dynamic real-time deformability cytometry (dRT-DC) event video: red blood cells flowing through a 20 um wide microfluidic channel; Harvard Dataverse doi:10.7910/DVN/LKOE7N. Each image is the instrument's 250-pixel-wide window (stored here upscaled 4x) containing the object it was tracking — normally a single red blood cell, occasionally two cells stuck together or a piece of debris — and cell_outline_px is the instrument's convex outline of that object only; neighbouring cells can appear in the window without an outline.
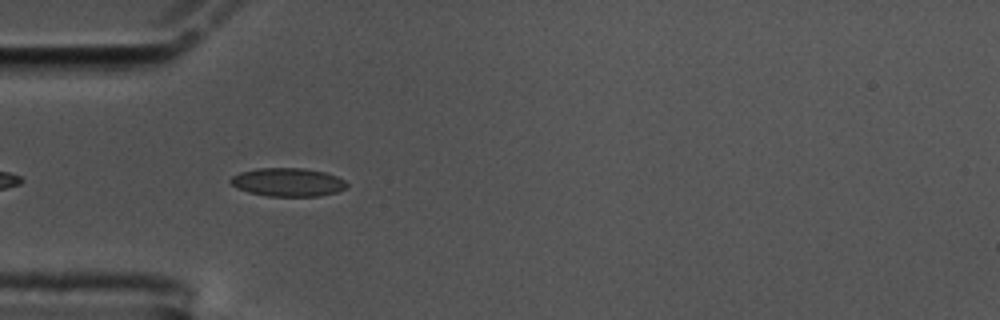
{"species": "common noctule bat (a hibernating species)", "species_latin": "Nyctalus noctula", "temperature_condition": "cold", "stored_images_in_passage": 42, "camera_frame_rate_fps": 3000, "um_per_image_px": 0.085, "animal": {"sex": "male", "body_mass_g": 17.5, "forearm_length_mm": 52.3}, "frame": {"image": 1, "passage_image": 2, "time_ms": 0.333, "image_size_px": [1000, 320], "cell_outline_px": [[348, 184], [344, 188], [336, 192], [320, 196], [268, 196], [248, 192], [236, 188], [228, 180], [232, 176], [240, 172], [256, 168], [304, 168], [324, 172], [336, 176], [344, 180]], "centroid_in_image_um": [24.43, 15.48], "position_along_channel_um": 60.6, "area_um2": 19.25}}
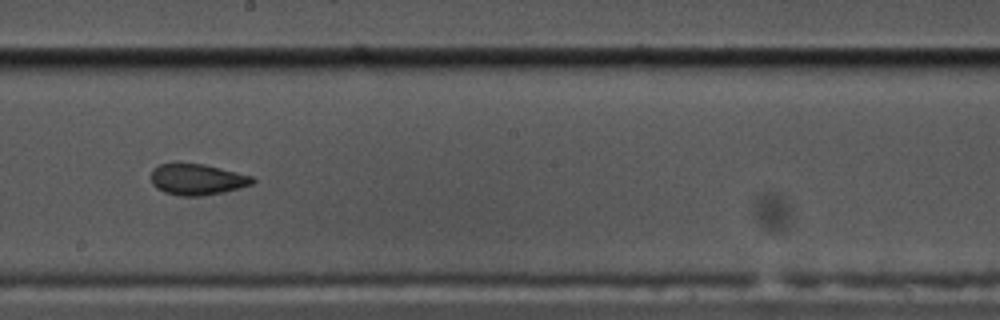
{"frame": {"image": 2, "passage_image": 17, "time_ms": 5.333, "image_size_px": [1000, 320], "cell_outline_px": [[256, 180], [252, 184], [240, 188], [224, 192], [200, 196], [180, 196], [164, 192], [156, 188], [152, 184], [152, 168], [160, 164], [204, 164], [252, 176]], "centroid_in_image_um": [16.76, 15.26], "position_along_channel_um": 231.4, "area_um2": 18.26}}
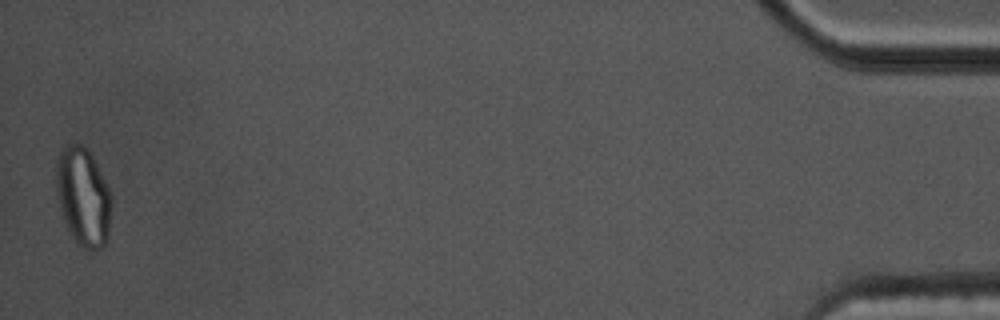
{"frame": {"image": 3, "passage_image": 42, "time_ms": 13.667, "image_size_px": [1000, 320], "cell_outline_px": [[112, 204], [108, 232], [104, 248], [92, 252], [88, 252], [80, 248], [76, 244], [68, 232], [60, 208], [56, 188], [56, 160], [64, 144], [80, 144], [88, 148], [112, 196]], "centroid_in_image_um": [7.06, 16.78], "position_along_channel_um": 428.1, "area_um2": 32.25}, "authors_computed_cell_mechanics": {"area_um2": 18.6116, "velocity_mm_per_s": 3.4695, "shape_relaxation_time_tau1_ms": null, "shape_relaxation_time_tau2_ms": 1.6995, "deformation_change_tau1": null, "deformation_change_tau2": 0.0617}}